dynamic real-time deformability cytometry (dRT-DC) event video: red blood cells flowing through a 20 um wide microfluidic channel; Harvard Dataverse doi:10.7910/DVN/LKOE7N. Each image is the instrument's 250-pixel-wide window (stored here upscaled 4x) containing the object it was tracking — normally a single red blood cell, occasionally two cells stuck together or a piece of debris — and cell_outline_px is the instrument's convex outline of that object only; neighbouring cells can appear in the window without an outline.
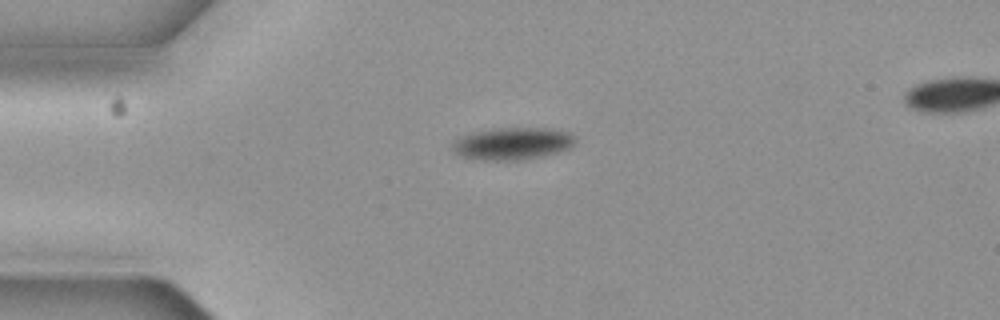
{"species": "common noctule bat (a hibernating species)", "species_latin": "Nyctalus noctula", "temperature_condition": "cold", "stored_images_in_passage": 3, "camera_frame_rate_fps": 3000, "um_per_image_px": 0.085, "animal": {"sex": "female", "body_mass_g": 19.3, "forearm_length_mm": 54.1}, "frame": {"image": 1, "passage_image": 1, "time_ms": 0.0, "image_size_px": [1000, 320], "cell_outline_px": [[576, 140], [568, 148], [544, 156], [524, 160], [484, 160], [460, 156], [452, 148], [452, 144], [460, 136], [476, 132], [496, 128], [540, 128], [564, 132], [572, 136]], "centroid_in_image_um": [43.51, 12.22], "position_along_channel_um": 41.5, "area_um2": 22.6}}
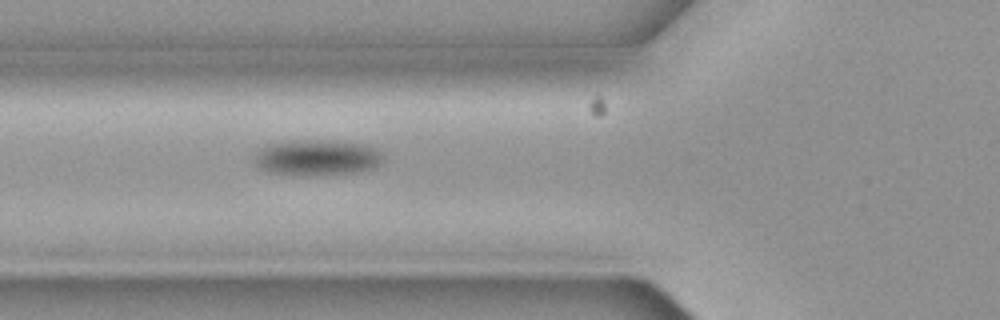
{"frame": {"image": 2, "passage_image": 3, "time_ms": 0.667, "image_size_px": [1000, 320], "cell_outline_px": [[380, 164], [372, 168], [352, 172], [268, 172], [260, 168], [256, 164], [256, 156], [260, 148], [268, 144], [292, 140], [324, 140], [364, 144], [376, 148], [380, 152]], "centroid_in_image_um": [26.94, 13.32], "position_along_channel_um": 98.9, "area_um2": 25.32}}